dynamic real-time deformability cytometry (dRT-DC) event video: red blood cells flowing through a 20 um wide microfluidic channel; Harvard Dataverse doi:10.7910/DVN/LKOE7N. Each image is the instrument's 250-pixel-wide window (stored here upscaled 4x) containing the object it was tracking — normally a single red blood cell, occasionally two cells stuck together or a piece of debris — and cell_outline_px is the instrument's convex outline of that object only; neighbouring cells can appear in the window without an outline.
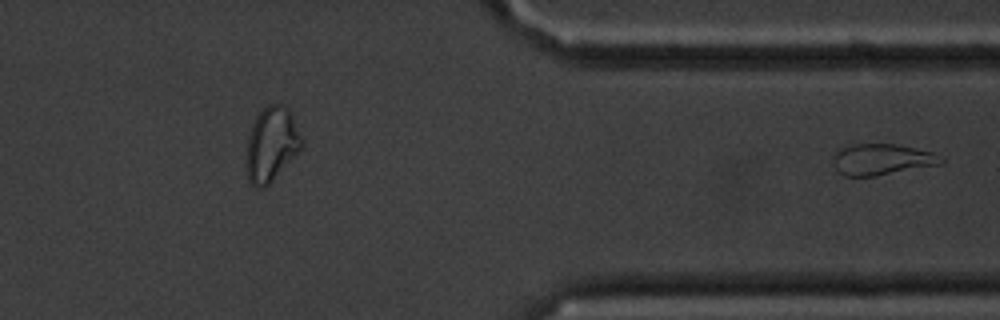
{"species": "common noctule bat (a hibernating species)", "species_latin": "Nyctalus noctula", "temperature_condition": "cold", "stored_images_in_passage": 44, "segment_of_instrument_passage": [2, 2], "camera_frame_rate_fps": 3000, "um_per_image_px": 0.085, "animal": {"sex": "male", "body_mass_g": 20.1, "forearm_length_mm": 53.5}, "frame": {"image": 1, "passage_image": 44, "time_ms": 14.333, "image_size_px": [1000, 320], "cell_outline_px": [[944, 164], [876, 176], [844, 176], [836, 168], [832, 156], [836, 152], [844, 148], [856, 144], [896, 144], [932, 152], [944, 160]], "centroid_in_image_um": [74.99, 13.57], "position_along_channel_um": 336.4, "area_um2": 19.42}}